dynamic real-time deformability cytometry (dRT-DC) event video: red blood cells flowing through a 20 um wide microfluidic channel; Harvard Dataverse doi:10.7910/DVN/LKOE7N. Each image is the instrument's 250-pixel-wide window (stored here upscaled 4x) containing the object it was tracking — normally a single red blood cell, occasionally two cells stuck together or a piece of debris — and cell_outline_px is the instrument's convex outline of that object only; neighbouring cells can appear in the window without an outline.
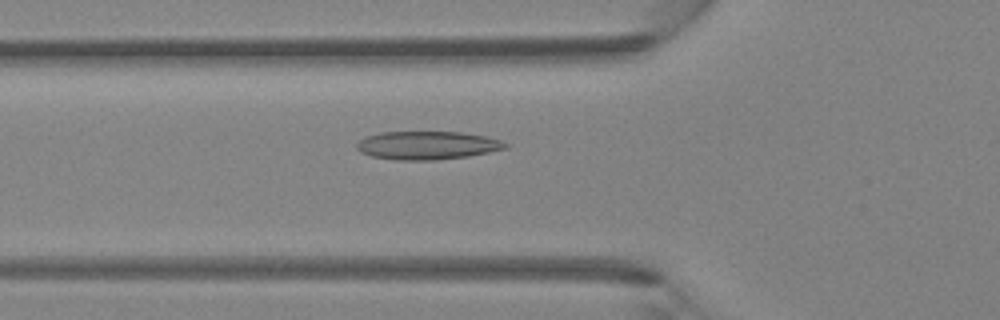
{"species": "Egyptian fruit bat (a non-hibernating species)", "species_latin": "Rousettus aegyptiacus", "temperature_condition": "room temperature", "stored_images_in_passage": 46, "camera_frame_rate_fps": 3000, "um_per_image_px": 0.085, "animal": {"sex": "female"}, "frame": {"image": 1, "passage_image": 16, "time_ms": 5.0, "image_size_px": [1000, 320], "cell_outline_px": [[508, 148], [468, 156], [436, 160], [396, 160], [372, 156], [360, 152], [356, 148], [356, 144], [364, 136], [380, 132], [460, 132], [488, 136], [500, 140], [508, 144]], "centroid_in_image_um": [36.31, 12.35], "position_along_channel_um": 89.5, "area_um2": 24.62}}
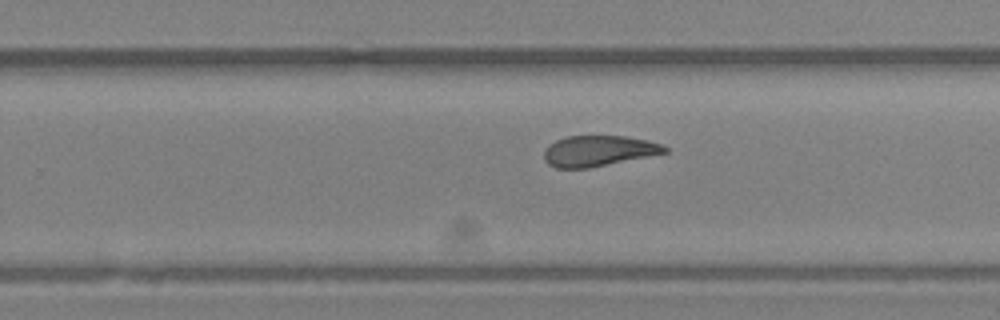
{"frame": {"image": 2, "passage_image": 29, "time_ms": 9.333, "image_size_px": [1000, 320], "cell_outline_px": [[668, 152], [588, 168], [556, 168], [548, 164], [544, 160], [544, 152], [556, 140], [568, 136], [624, 136], [648, 140], [660, 144], [668, 148]], "centroid_in_image_um": [50.87, 12.83], "position_along_channel_um": 278.9, "area_um2": 21.27}}
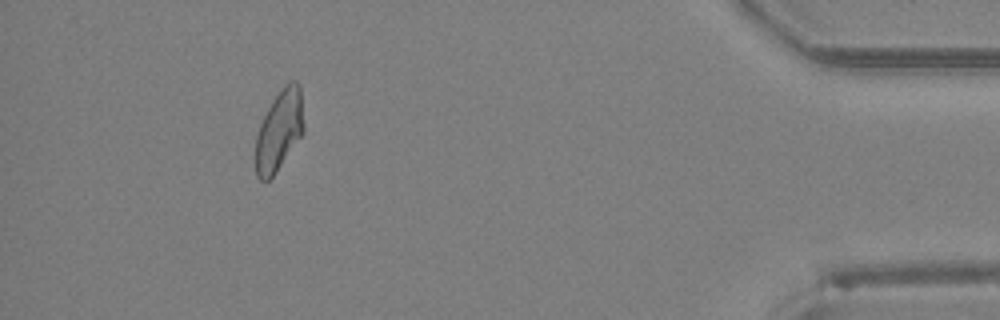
{"frame": {"image": 3, "passage_image": 42, "time_ms": 13.667, "image_size_px": [1000, 320], "cell_outline_px": [[304, 132], [276, 172], [268, 180], [260, 180], [256, 176], [256, 136], [260, 124], [268, 108], [280, 88], [288, 80], [296, 80], [300, 84], [304, 124]], "centroid_in_image_um": [23.75, 11.04], "position_along_channel_um": 411.4, "area_um2": 22.66}}